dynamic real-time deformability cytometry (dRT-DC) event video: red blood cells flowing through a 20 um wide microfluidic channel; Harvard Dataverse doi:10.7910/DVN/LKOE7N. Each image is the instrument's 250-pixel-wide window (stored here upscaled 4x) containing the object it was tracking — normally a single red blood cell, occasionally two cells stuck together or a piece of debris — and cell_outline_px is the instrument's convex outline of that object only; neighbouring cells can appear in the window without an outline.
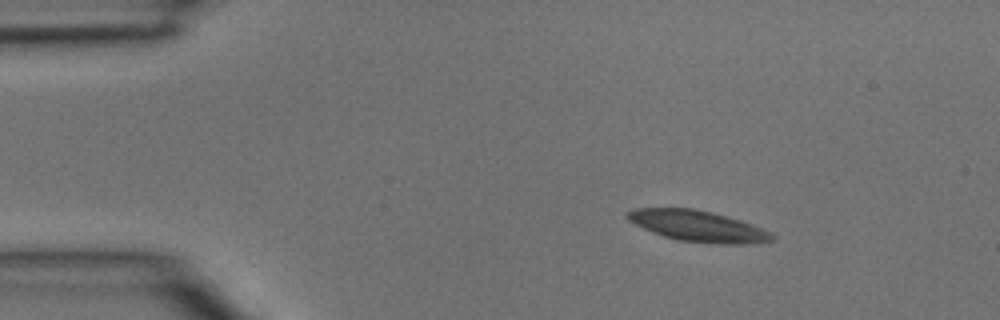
{"species": "common noctule bat (a hibernating species)", "species_latin": "Nyctalus noctula", "temperature_condition": "room temperature", "stored_images_in_passage": 3, "camera_frame_rate_fps": 3000, "um_per_image_px": 0.085, "animal": {"sex": "male", "body_mass_g": 15.6}, "frame": {"image": 1, "passage_image": 1, "time_ms": 0.0, "image_size_px": [1000, 320], "cell_outline_px": [[776, 240], [744, 244], [724, 244], [676, 240], [652, 232], [628, 220], [624, 216], [624, 212], [636, 208], [696, 208], [712, 212], [740, 220], [760, 228], [776, 236]], "centroid_in_image_um": [59.28, 19.21], "position_along_channel_um": 25.7, "area_um2": 26.01}}